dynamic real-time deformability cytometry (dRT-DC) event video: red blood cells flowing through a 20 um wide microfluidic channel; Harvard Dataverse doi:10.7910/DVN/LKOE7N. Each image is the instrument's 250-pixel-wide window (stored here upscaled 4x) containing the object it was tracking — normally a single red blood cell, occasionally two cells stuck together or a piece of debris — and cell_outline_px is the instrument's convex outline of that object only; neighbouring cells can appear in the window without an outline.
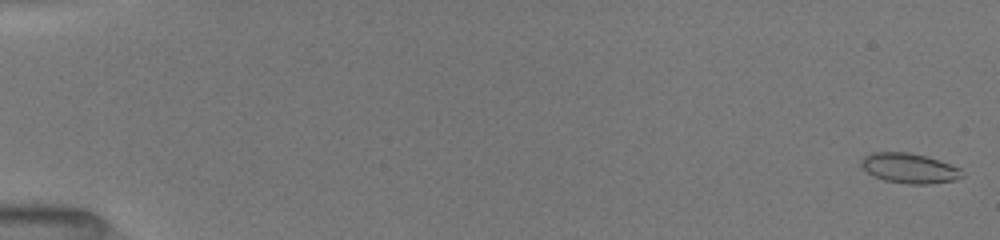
{"species": "common noctule bat (a hibernating species)", "species_latin": "Nyctalus noctula", "temperature_condition": "room temperature", "stored_images_in_passage": 52, "camera_frame_rate_fps": 3000, "um_per_image_px": 0.085, "animal": {"sex": "female", "body_mass_g": 19.5, "forearm_length_mm": 54.1}, "frame": {"image": 1, "passage_image": 1, "time_ms": 0.0, "image_size_px": [1000, 240], "cell_outline_px": [[964, 176], [956, 180], [928, 184], [908, 184], [884, 180], [868, 172], [860, 164], [860, 160], [864, 156], [872, 152], [908, 152], [940, 160], [960, 168]], "centroid_in_image_um": [77.31, 14.29], "position_along_channel_um": 7.7, "area_um2": 17.57}}
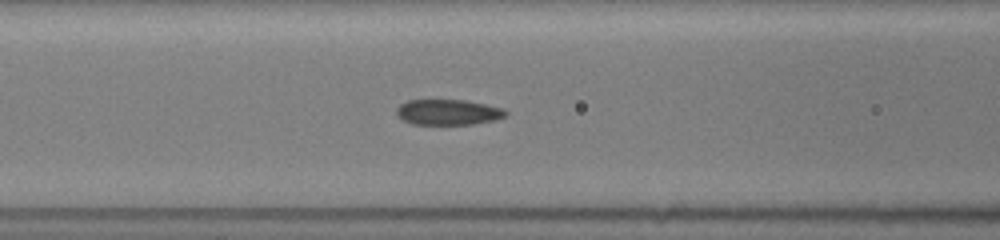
{"frame": {"image": 2, "passage_image": 23, "time_ms": 7.333, "image_size_px": [1000, 240], "cell_outline_px": [[508, 112], [504, 116], [492, 120], [472, 124], [412, 124], [396, 116], [396, 108], [400, 104], [408, 100], [464, 100], [504, 108]], "centroid_in_image_um": [38.04, 9.53], "position_along_channel_um": 128.6, "area_um2": 16.13}}
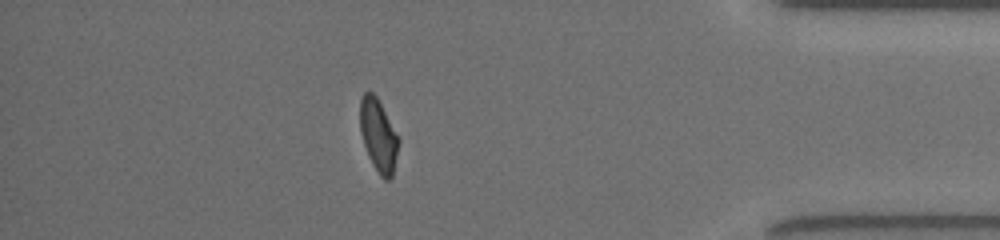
{"frame": {"image": 3, "passage_image": 46, "time_ms": 15.0, "image_size_px": [1000, 240], "cell_outline_px": [[400, 140], [392, 176], [388, 180], [384, 180], [380, 176], [372, 164], [368, 156], [360, 132], [360, 100], [364, 92], [372, 92], [376, 96]], "centroid_in_image_um": [32.15, 11.53], "position_along_channel_um": 403.0, "area_um2": 16.13}, "authors_computed_cell_mechanics": {"area_um2": 17.2244, "velocity_mm_per_s": 4.0133, "shape_relaxation_time_tau1_ms": null, "shape_relaxation_time_tau2_ms": 1.2999, "deformation_change_tau1": null, "deformation_change_tau2": 0.0464}}